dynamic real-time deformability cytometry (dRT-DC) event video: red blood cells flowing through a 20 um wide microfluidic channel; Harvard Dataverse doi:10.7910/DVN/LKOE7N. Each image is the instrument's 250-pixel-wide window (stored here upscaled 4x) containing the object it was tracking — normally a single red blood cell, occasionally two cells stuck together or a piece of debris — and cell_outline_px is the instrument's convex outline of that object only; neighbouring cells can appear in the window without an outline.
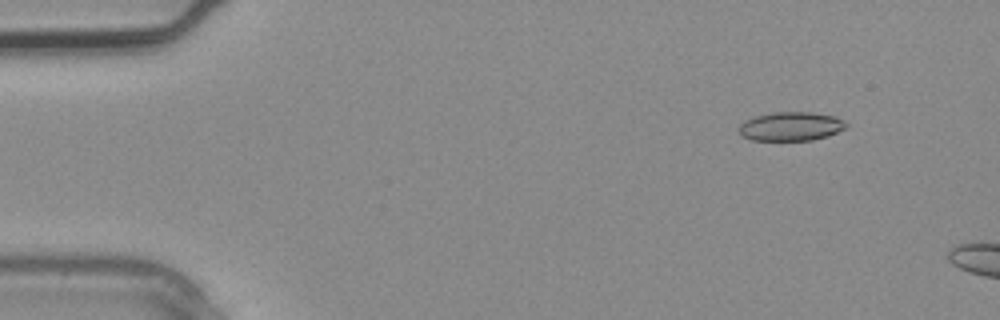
{"species": "common noctule bat (a hibernating species)", "species_latin": "Nyctalus noctula", "temperature_condition": "warm", "stored_images_in_passage": 3, "camera_frame_rate_fps": 3000, "um_per_image_px": 0.085, "animal": {"sex": "male", "body_mass_g": 20.4}, "frame": {"image": 1, "passage_image": 2, "time_ms": 0.333, "image_size_px": [1000, 320], "cell_outline_px": [[848, 124], [844, 128], [828, 136], [812, 140], [752, 140], [740, 136], [740, 124], [744, 120], [756, 116], [772, 112], [812, 112], [836, 116], [844, 120]], "centroid_in_image_um": [67.23, 10.73], "position_along_channel_um": 17.8, "area_um2": 18.09}}